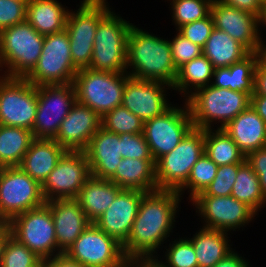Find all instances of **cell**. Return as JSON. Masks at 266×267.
Segmentation results:
<instances>
[{
  "instance_id": "cell-19",
  "label": "cell",
  "mask_w": 266,
  "mask_h": 267,
  "mask_svg": "<svg viewBox=\"0 0 266 267\" xmlns=\"http://www.w3.org/2000/svg\"><path fill=\"white\" fill-rule=\"evenodd\" d=\"M210 15L214 27L226 32L231 38L255 52L261 42L260 18L218 0H213Z\"/></svg>"
},
{
  "instance_id": "cell-33",
  "label": "cell",
  "mask_w": 266,
  "mask_h": 267,
  "mask_svg": "<svg viewBox=\"0 0 266 267\" xmlns=\"http://www.w3.org/2000/svg\"><path fill=\"white\" fill-rule=\"evenodd\" d=\"M33 140L28 129L0 125V168L19 167Z\"/></svg>"
},
{
  "instance_id": "cell-17",
  "label": "cell",
  "mask_w": 266,
  "mask_h": 267,
  "mask_svg": "<svg viewBox=\"0 0 266 267\" xmlns=\"http://www.w3.org/2000/svg\"><path fill=\"white\" fill-rule=\"evenodd\" d=\"M91 176L84 151H66L42 185L45 202L57 199H75Z\"/></svg>"
},
{
  "instance_id": "cell-20",
  "label": "cell",
  "mask_w": 266,
  "mask_h": 267,
  "mask_svg": "<svg viewBox=\"0 0 266 267\" xmlns=\"http://www.w3.org/2000/svg\"><path fill=\"white\" fill-rule=\"evenodd\" d=\"M100 128L101 117L76 100L61 122L54 140L66 151H84Z\"/></svg>"
},
{
  "instance_id": "cell-15",
  "label": "cell",
  "mask_w": 266,
  "mask_h": 267,
  "mask_svg": "<svg viewBox=\"0 0 266 267\" xmlns=\"http://www.w3.org/2000/svg\"><path fill=\"white\" fill-rule=\"evenodd\" d=\"M37 112V87L25 78L0 75V125L32 130Z\"/></svg>"
},
{
  "instance_id": "cell-36",
  "label": "cell",
  "mask_w": 266,
  "mask_h": 267,
  "mask_svg": "<svg viewBox=\"0 0 266 267\" xmlns=\"http://www.w3.org/2000/svg\"><path fill=\"white\" fill-rule=\"evenodd\" d=\"M218 166L204 152L192 167L187 182L177 191L182 199L188 193L189 202L210 185L216 176Z\"/></svg>"
},
{
  "instance_id": "cell-39",
  "label": "cell",
  "mask_w": 266,
  "mask_h": 267,
  "mask_svg": "<svg viewBox=\"0 0 266 267\" xmlns=\"http://www.w3.org/2000/svg\"><path fill=\"white\" fill-rule=\"evenodd\" d=\"M173 240L165 246L166 251L163 250L164 259L156 256V260L164 267H198L195 250L190 240L187 237L180 238V235L179 239Z\"/></svg>"
},
{
  "instance_id": "cell-46",
  "label": "cell",
  "mask_w": 266,
  "mask_h": 267,
  "mask_svg": "<svg viewBox=\"0 0 266 267\" xmlns=\"http://www.w3.org/2000/svg\"><path fill=\"white\" fill-rule=\"evenodd\" d=\"M226 5L235 7L239 10L250 12L253 15L261 18L263 5L259 0H218Z\"/></svg>"
},
{
  "instance_id": "cell-16",
  "label": "cell",
  "mask_w": 266,
  "mask_h": 267,
  "mask_svg": "<svg viewBox=\"0 0 266 267\" xmlns=\"http://www.w3.org/2000/svg\"><path fill=\"white\" fill-rule=\"evenodd\" d=\"M75 101L73 83L37 87V112L31 130L34 139H54Z\"/></svg>"
},
{
  "instance_id": "cell-5",
  "label": "cell",
  "mask_w": 266,
  "mask_h": 267,
  "mask_svg": "<svg viewBox=\"0 0 266 267\" xmlns=\"http://www.w3.org/2000/svg\"><path fill=\"white\" fill-rule=\"evenodd\" d=\"M111 9L98 23L89 69L127 73V38L133 23Z\"/></svg>"
},
{
  "instance_id": "cell-50",
  "label": "cell",
  "mask_w": 266,
  "mask_h": 267,
  "mask_svg": "<svg viewBox=\"0 0 266 267\" xmlns=\"http://www.w3.org/2000/svg\"><path fill=\"white\" fill-rule=\"evenodd\" d=\"M252 95L266 96V70L258 64L254 71V93Z\"/></svg>"
},
{
  "instance_id": "cell-42",
  "label": "cell",
  "mask_w": 266,
  "mask_h": 267,
  "mask_svg": "<svg viewBox=\"0 0 266 267\" xmlns=\"http://www.w3.org/2000/svg\"><path fill=\"white\" fill-rule=\"evenodd\" d=\"M172 58L177 70L185 63L203 54V49L182 36L177 30L174 37L170 39Z\"/></svg>"
},
{
  "instance_id": "cell-51",
  "label": "cell",
  "mask_w": 266,
  "mask_h": 267,
  "mask_svg": "<svg viewBox=\"0 0 266 267\" xmlns=\"http://www.w3.org/2000/svg\"><path fill=\"white\" fill-rule=\"evenodd\" d=\"M253 109L266 123V96L251 95V104Z\"/></svg>"
},
{
  "instance_id": "cell-35",
  "label": "cell",
  "mask_w": 266,
  "mask_h": 267,
  "mask_svg": "<svg viewBox=\"0 0 266 267\" xmlns=\"http://www.w3.org/2000/svg\"><path fill=\"white\" fill-rule=\"evenodd\" d=\"M231 196L247 204L258 215L261 208L266 207L258 176L247 162L238 169Z\"/></svg>"
},
{
  "instance_id": "cell-25",
  "label": "cell",
  "mask_w": 266,
  "mask_h": 267,
  "mask_svg": "<svg viewBox=\"0 0 266 267\" xmlns=\"http://www.w3.org/2000/svg\"><path fill=\"white\" fill-rule=\"evenodd\" d=\"M65 152L54 139H34L19 167L43 185Z\"/></svg>"
},
{
  "instance_id": "cell-32",
  "label": "cell",
  "mask_w": 266,
  "mask_h": 267,
  "mask_svg": "<svg viewBox=\"0 0 266 267\" xmlns=\"http://www.w3.org/2000/svg\"><path fill=\"white\" fill-rule=\"evenodd\" d=\"M214 69L213 64L202 54L178 69L172 90L181 94L185 101L196 90L211 84Z\"/></svg>"
},
{
  "instance_id": "cell-21",
  "label": "cell",
  "mask_w": 266,
  "mask_h": 267,
  "mask_svg": "<svg viewBox=\"0 0 266 267\" xmlns=\"http://www.w3.org/2000/svg\"><path fill=\"white\" fill-rule=\"evenodd\" d=\"M144 194L145 192L139 190L123 189L93 223L123 245L131 232Z\"/></svg>"
},
{
  "instance_id": "cell-14",
  "label": "cell",
  "mask_w": 266,
  "mask_h": 267,
  "mask_svg": "<svg viewBox=\"0 0 266 267\" xmlns=\"http://www.w3.org/2000/svg\"><path fill=\"white\" fill-rule=\"evenodd\" d=\"M65 254L85 267H130L123 246L91 223Z\"/></svg>"
},
{
  "instance_id": "cell-40",
  "label": "cell",
  "mask_w": 266,
  "mask_h": 267,
  "mask_svg": "<svg viewBox=\"0 0 266 267\" xmlns=\"http://www.w3.org/2000/svg\"><path fill=\"white\" fill-rule=\"evenodd\" d=\"M42 259L12 235L7 238L0 267H34Z\"/></svg>"
},
{
  "instance_id": "cell-27",
  "label": "cell",
  "mask_w": 266,
  "mask_h": 267,
  "mask_svg": "<svg viewBox=\"0 0 266 267\" xmlns=\"http://www.w3.org/2000/svg\"><path fill=\"white\" fill-rule=\"evenodd\" d=\"M123 189L110 180L90 176L75 197L87 218L93 223L102 215Z\"/></svg>"
},
{
  "instance_id": "cell-7",
  "label": "cell",
  "mask_w": 266,
  "mask_h": 267,
  "mask_svg": "<svg viewBox=\"0 0 266 267\" xmlns=\"http://www.w3.org/2000/svg\"><path fill=\"white\" fill-rule=\"evenodd\" d=\"M79 4L76 10H69L65 30L73 64L82 69L90 65L98 23L112 7L107 0H82Z\"/></svg>"
},
{
  "instance_id": "cell-6",
  "label": "cell",
  "mask_w": 266,
  "mask_h": 267,
  "mask_svg": "<svg viewBox=\"0 0 266 267\" xmlns=\"http://www.w3.org/2000/svg\"><path fill=\"white\" fill-rule=\"evenodd\" d=\"M73 84L76 100L87 105L102 118L107 112L121 106L126 73L82 68L75 75Z\"/></svg>"
},
{
  "instance_id": "cell-37",
  "label": "cell",
  "mask_w": 266,
  "mask_h": 267,
  "mask_svg": "<svg viewBox=\"0 0 266 267\" xmlns=\"http://www.w3.org/2000/svg\"><path fill=\"white\" fill-rule=\"evenodd\" d=\"M170 2L172 23L181 26L203 19L210 14L213 0H167Z\"/></svg>"
},
{
  "instance_id": "cell-47",
  "label": "cell",
  "mask_w": 266,
  "mask_h": 267,
  "mask_svg": "<svg viewBox=\"0 0 266 267\" xmlns=\"http://www.w3.org/2000/svg\"><path fill=\"white\" fill-rule=\"evenodd\" d=\"M245 161L254 172H266V147L248 153Z\"/></svg>"
},
{
  "instance_id": "cell-11",
  "label": "cell",
  "mask_w": 266,
  "mask_h": 267,
  "mask_svg": "<svg viewBox=\"0 0 266 267\" xmlns=\"http://www.w3.org/2000/svg\"><path fill=\"white\" fill-rule=\"evenodd\" d=\"M183 105L172 104L161 115L144 122L143 134L155 163L172 151L194 127L186 101Z\"/></svg>"
},
{
  "instance_id": "cell-29",
  "label": "cell",
  "mask_w": 266,
  "mask_h": 267,
  "mask_svg": "<svg viewBox=\"0 0 266 267\" xmlns=\"http://www.w3.org/2000/svg\"><path fill=\"white\" fill-rule=\"evenodd\" d=\"M228 235L230 233L226 231L200 226L198 232L188 237L194 247L198 267H214L233 250Z\"/></svg>"
},
{
  "instance_id": "cell-58",
  "label": "cell",
  "mask_w": 266,
  "mask_h": 267,
  "mask_svg": "<svg viewBox=\"0 0 266 267\" xmlns=\"http://www.w3.org/2000/svg\"><path fill=\"white\" fill-rule=\"evenodd\" d=\"M262 5L266 4V0H259Z\"/></svg>"
},
{
  "instance_id": "cell-48",
  "label": "cell",
  "mask_w": 266,
  "mask_h": 267,
  "mask_svg": "<svg viewBox=\"0 0 266 267\" xmlns=\"http://www.w3.org/2000/svg\"><path fill=\"white\" fill-rule=\"evenodd\" d=\"M250 262L242 257L234 248L228 253L221 261H219L214 267H252Z\"/></svg>"
},
{
  "instance_id": "cell-53",
  "label": "cell",
  "mask_w": 266,
  "mask_h": 267,
  "mask_svg": "<svg viewBox=\"0 0 266 267\" xmlns=\"http://www.w3.org/2000/svg\"><path fill=\"white\" fill-rule=\"evenodd\" d=\"M11 235L10 227L8 223L0 222V263L2 260L3 249L7 238Z\"/></svg>"
},
{
  "instance_id": "cell-9",
  "label": "cell",
  "mask_w": 266,
  "mask_h": 267,
  "mask_svg": "<svg viewBox=\"0 0 266 267\" xmlns=\"http://www.w3.org/2000/svg\"><path fill=\"white\" fill-rule=\"evenodd\" d=\"M203 153L204 129L193 127L172 151L155 163L158 190L178 191Z\"/></svg>"
},
{
  "instance_id": "cell-43",
  "label": "cell",
  "mask_w": 266,
  "mask_h": 267,
  "mask_svg": "<svg viewBox=\"0 0 266 267\" xmlns=\"http://www.w3.org/2000/svg\"><path fill=\"white\" fill-rule=\"evenodd\" d=\"M26 0H0V31L26 21Z\"/></svg>"
},
{
  "instance_id": "cell-4",
  "label": "cell",
  "mask_w": 266,
  "mask_h": 267,
  "mask_svg": "<svg viewBox=\"0 0 266 267\" xmlns=\"http://www.w3.org/2000/svg\"><path fill=\"white\" fill-rule=\"evenodd\" d=\"M44 39L27 20L0 31V75L26 78L38 63Z\"/></svg>"
},
{
  "instance_id": "cell-44",
  "label": "cell",
  "mask_w": 266,
  "mask_h": 267,
  "mask_svg": "<svg viewBox=\"0 0 266 267\" xmlns=\"http://www.w3.org/2000/svg\"><path fill=\"white\" fill-rule=\"evenodd\" d=\"M122 158L153 159L143 133L119 134Z\"/></svg>"
},
{
  "instance_id": "cell-45",
  "label": "cell",
  "mask_w": 266,
  "mask_h": 267,
  "mask_svg": "<svg viewBox=\"0 0 266 267\" xmlns=\"http://www.w3.org/2000/svg\"><path fill=\"white\" fill-rule=\"evenodd\" d=\"M214 28L212 16L209 14L203 19L181 26L177 31L192 43L203 48Z\"/></svg>"
},
{
  "instance_id": "cell-41",
  "label": "cell",
  "mask_w": 266,
  "mask_h": 267,
  "mask_svg": "<svg viewBox=\"0 0 266 267\" xmlns=\"http://www.w3.org/2000/svg\"><path fill=\"white\" fill-rule=\"evenodd\" d=\"M244 163L218 166L216 176L204 193L208 196H231L238 169Z\"/></svg>"
},
{
  "instance_id": "cell-8",
  "label": "cell",
  "mask_w": 266,
  "mask_h": 267,
  "mask_svg": "<svg viewBox=\"0 0 266 267\" xmlns=\"http://www.w3.org/2000/svg\"><path fill=\"white\" fill-rule=\"evenodd\" d=\"M78 68L73 64L67 31L45 36L42 53L25 78L36 87L73 83Z\"/></svg>"
},
{
  "instance_id": "cell-30",
  "label": "cell",
  "mask_w": 266,
  "mask_h": 267,
  "mask_svg": "<svg viewBox=\"0 0 266 267\" xmlns=\"http://www.w3.org/2000/svg\"><path fill=\"white\" fill-rule=\"evenodd\" d=\"M256 65L257 55L255 52H251L244 59L229 67L215 68L210 85L252 95Z\"/></svg>"
},
{
  "instance_id": "cell-22",
  "label": "cell",
  "mask_w": 266,
  "mask_h": 267,
  "mask_svg": "<svg viewBox=\"0 0 266 267\" xmlns=\"http://www.w3.org/2000/svg\"><path fill=\"white\" fill-rule=\"evenodd\" d=\"M45 204L51 210L55 225L57 255L65 253L92 222L75 199H57Z\"/></svg>"
},
{
  "instance_id": "cell-1",
  "label": "cell",
  "mask_w": 266,
  "mask_h": 267,
  "mask_svg": "<svg viewBox=\"0 0 266 267\" xmlns=\"http://www.w3.org/2000/svg\"><path fill=\"white\" fill-rule=\"evenodd\" d=\"M181 200V195L175 190H155L142 196L131 232L122 245L130 261L160 255L158 251H162L167 240L170 241L168 237L177 227L175 219L181 211Z\"/></svg>"
},
{
  "instance_id": "cell-28",
  "label": "cell",
  "mask_w": 266,
  "mask_h": 267,
  "mask_svg": "<svg viewBox=\"0 0 266 267\" xmlns=\"http://www.w3.org/2000/svg\"><path fill=\"white\" fill-rule=\"evenodd\" d=\"M69 7L58 0H29L26 20L41 35L64 31Z\"/></svg>"
},
{
  "instance_id": "cell-52",
  "label": "cell",
  "mask_w": 266,
  "mask_h": 267,
  "mask_svg": "<svg viewBox=\"0 0 266 267\" xmlns=\"http://www.w3.org/2000/svg\"><path fill=\"white\" fill-rule=\"evenodd\" d=\"M130 267H164L156 258H139L132 260Z\"/></svg>"
},
{
  "instance_id": "cell-38",
  "label": "cell",
  "mask_w": 266,
  "mask_h": 267,
  "mask_svg": "<svg viewBox=\"0 0 266 267\" xmlns=\"http://www.w3.org/2000/svg\"><path fill=\"white\" fill-rule=\"evenodd\" d=\"M101 127L116 134L143 133L144 122L126 107L118 106L101 118Z\"/></svg>"
},
{
  "instance_id": "cell-10",
  "label": "cell",
  "mask_w": 266,
  "mask_h": 267,
  "mask_svg": "<svg viewBox=\"0 0 266 267\" xmlns=\"http://www.w3.org/2000/svg\"><path fill=\"white\" fill-rule=\"evenodd\" d=\"M45 203L42 185L20 167L0 168V222L9 223Z\"/></svg>"
},
{
  "instance_id": "cell-34",
  "label": "cell",
  "mask_w": 266,
  "mask_h": 267,
  "mask_svg": "<svg viewBox=\"0 0 266 267\" xmlns=\"http://www.w3.org/2000/svg\"><path fill=\"white\" fill-rule=\"evenodd\" d=\"M204 152L217 166L245 163V155L223 128L204 130Z\"/></svg>"
},
{
  "instance_id": "cell-3",
  "label": "cell",
  "mask_w": 266,
  "mask_h": 267,
  "mask_svg": "<svg viewBox=\"0 0 266 267\" xmlns=\"http://www.w3.org/2000/svg\"><path fill=\"white\" fill-rule=\"evenodd\" d=\"M185 101L195 128L221 129L250 106L251 95L208 85L196 90Z\"/></svg>"
},
{
  "instance_id": "cell-2",
  "label": "cell",
  "mask_w": 266,
  "mask_h": 267,
  "mask_svg": "<svg viewBox=\"0 0 266 267\" xmlns=\"http://www.w3.org/2000/svg\"><path fill=\"white\" fill-rule=\"evenodd\" d=\"M127 50V73L131 77L160 81L173 87L178 70L168 38L158 37L133 24L127 38Z\"/></svg>"
},
{
  "instance_id": "cell-49",
  "label": "cell",
  "mask_w": 266,
  "mask_h": 267,
  "mask_svg": "<svg viewBox=\"0 0 266 267\" xmlns=\"http://www.w3.org/2000/svg\"><path fill=\"white\" fill-rule=\"evenodd\" d=\"M46 267H85L78 261L69 258L65 253H61L45 260Z\"/></svg>"
},
{
  "instance_id": "cell-26",
  "label": "cell",
  "mask_w": 266,
  "mask_h": 267,
  "mask_svg": "<svg viewBox=\"0 0 266 267\" xmlns=\"http://www.w3.org/2000/svg\"><path fill=\"white\" fill-rule=\"evenodd\" d=\"M110 181L122 189L145 193L158 190L155 162L153 159L122 158Z\"/></svg>"
},
{
  "instance_id": "cell-57",
  "label": "cell",
  "mask_w": 266,
  "mask_h": 267,
  "mask_svg": "<svg viewBox=\"0 0 266 267\" xmlns=\"http://www.w3.org/2000/svg\"><path fill=\"white\" fill-rule=\"evenodd\" d=\"M34 267H46L45 260H41L36 266Z\"/></svg>"
},
{
  "instance_id": "cell-54",
  "label": "cell",
  "mask_w": 266,
  "mask_h": 267,
  "mask_svg": "<svg viewBox=\"0 0 266 267\" xmlns=\"http://www.w3.org/2000/svg\"><path fill=\"white\" fill-rule=\"evenodd\" d=\"M266 41L261 39L255 53L257 55V64L264 70H266Z\"/></svg>"
},
{
  "instance_id": "cell-18",
  "label": "cell",
  "mask_w": 266,
  "mask_h": 267,
  "mask_svg": "<svg viewBox=\"0 0 266 267\" xmlns=\"http://www.w3.org/2000/svg\"><path fill=\"white\" fill-rule=\"evenodd\" d=\"M172 87L160 81L139 80L126 73L122 106L146 122L166 111L172 102L167 98Z\"/></svg>"
},
{
  "instance_id": "cell-31",
  "label": "cell",
  "mask_w": 266,
  "mask_h": 267,
  "mask_svg": "<svg viewBox=\"0 0 266 267\" xmlns=\"http://www.w3.org/2000/svg\"><path fill=\"white\" fill-rule=\"evenodd\" d=\"M203 49L214 68L229 67L241 61L251 52L241 43L231 38L226 32L216 28L210 34Z\"/></svg>"
},
{
  "instance_id": "cell-23",
  "label": "cell",
  "mask_w": 266,
  "mask_h": 267,
  "mask_svg": "<svg viewBox=\"0 0 266 267\" xmlns=\"http://www.w3.org/2000/svg\"><path fill=\"white\" fill-rule=\"evenodd\" d=\"M86 153L91 175L110 180L122 160L121 138L101 127L91 138Z\"/></svg>"
},
{
  "instance_id": "cell-24",
  "label": "cell",
  "mask_w": 266,
  "mask_h": 267,
  "mask_svg": "<svg viewBox=\"0 0 266 267\" xmlns=\"http://www.w3.org/2000/svg\"><path fill=\"white\" fill-rule=\"evenodd\" d=\"M223 129L245 156L252 151L266 147V123L251 105Z\"/></svg>"
},
{
  "instance_id": "cell-13",
  "label": "cell",
  "mask_w": 266,
  "mask_h": 267,
  "mask_svg": "<svg viewBox=\"0 0 266 267\" xmlns=\"http://www.w3.org/2000/svg\"><path fill=\"white\" fill-rule=\"evenodd\" d=\"M8 224L11 235L42 260L57 255L55 225L46 204L21 213Z\"/></svg>"
},
{
  "instance_id": "cell-12",
  "label": "cell",
  "mask_w": 266,
  "mask_h": 267,
  "mask_svg": "<svg viewBox=\"0 0 266 267\" xmlns=\"http://www.w3.org/2000/svg\"><path fill=\"white\" fill-rule=\"evenodd\" d=\"M202 227L222 230L228 233L249 226L258 214L247 204L233 196H208L204 192L191 201ZM238 229V230H237ZM232 231V232H231Z\"/></svg>"
},
{
  "instance_id": "cell-55",
  "label": "cell",
  "mask_w": 266,
  "mask_h": 267,
  "mask_svg": "<svg viewBox=\"0 0 266 267\" xmlns=\"http://www.w3.org/2000/svg\"><path fill=\"white\" fill-rule=\"evenodd\" d=\"M255 174L258 176L262 190V196L266 202V172H255Z\"/></svg>"
},
{
  "instance_id": "cell-56",
  "label": "cell",
  "mask_w": 266,
  "mask_h": 267,
  "mask_svg": "<svg viewBox=\"0 0 266 267\" xmlns=\"http://www.w3.org/2000/svg\"><path fill=\"white\" fill-rule=\"evenodd\" d=\"M263 27L266 28V4L263 5V11H262V16L260 18V34L262 33Z\"/></svg>"
}]
</instances>
